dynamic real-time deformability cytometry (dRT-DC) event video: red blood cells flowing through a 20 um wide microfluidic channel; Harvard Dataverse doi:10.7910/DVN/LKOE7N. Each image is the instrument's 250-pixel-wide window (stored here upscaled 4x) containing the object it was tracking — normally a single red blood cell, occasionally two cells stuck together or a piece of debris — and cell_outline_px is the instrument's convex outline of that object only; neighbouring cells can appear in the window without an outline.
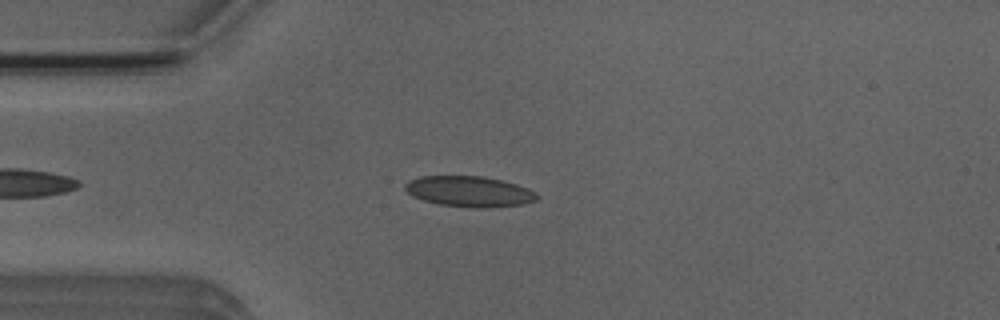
{"species": "Egyptian fruit bat (a non-hibernating species)", "species_latin": "Rousettus aegyptiacus", "temperature_condition": "room temperature", "stored_images_in_passage": 5, "camera_frame_rate_fps": 3000, "um_per_image_px": 0.085, "animal": {"sex": "male"}, "frame": {"image": 1, "passage_image": 4, "time_ms": 3.667, "image_size_px": [1000, 320], "cell_outline_px": [[540, 196], [536, 200], [524, 204], [488, 208], [476, 208], [436, 204], [412, 196], [404, 188], [404, 184], [408, 180], [420, 176], [480, 176], [500, 180], [516, 184], [528, 188], [536, 192]], "centroid_in_image_um": [39.89, 16.28], "position_along_channel_um": 45.1, "area_um2": 23.7}}